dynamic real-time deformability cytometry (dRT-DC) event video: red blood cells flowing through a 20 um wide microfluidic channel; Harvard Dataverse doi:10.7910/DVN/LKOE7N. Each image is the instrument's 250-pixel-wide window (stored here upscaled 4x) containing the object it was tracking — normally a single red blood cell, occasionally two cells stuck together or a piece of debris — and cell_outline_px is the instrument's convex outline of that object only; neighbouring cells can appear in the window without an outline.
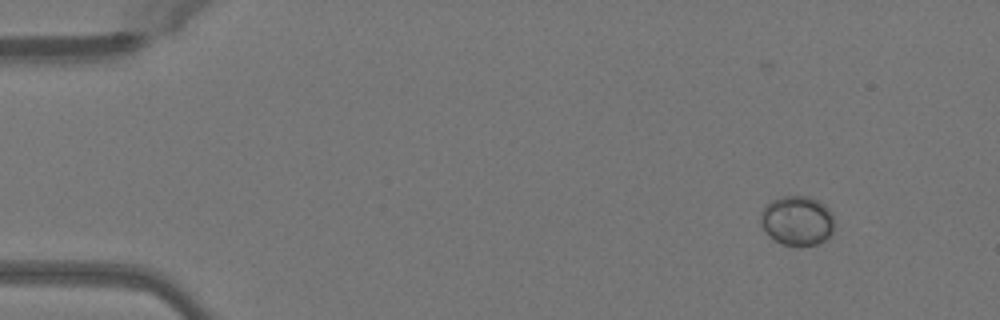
{"species": "Egyptian fruit bat (a non-hibernating species)", "species_latin": "Rousettus aegyptiacus", "temperature_condition": "warm", "stored_images_in_passage": 32, "camera_frame_rate_fps": 3000, "um_per_image_px": 0.085, "animal": {"sex": "female"}, "frame": {"image": 1, "passage_image": 1, "time_ms": 0.0, "image_size_px": [1000, 320], "cell_outline_px": [[832, 232], [824, 240], [816, 244], [780, 244], [768, 236], [760, 224], [760, 212], [772, 200], [780, 196], [808, 196], [820, 200], [832, 212]], "centroid_in_image_um": [67.72, 18.72], "position_along_channel_um": 17.3, "area_um2": 21.21}}
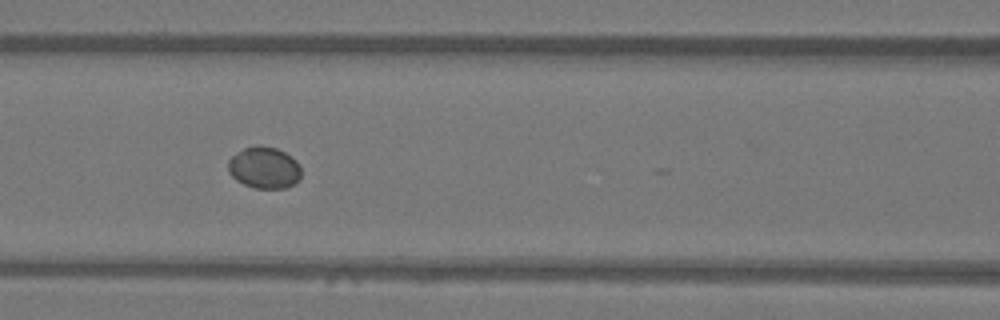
{"frame": {"image": 2, "passage_image": 18, "time_ms": 5.667, "image_size_px": [1000, 320], "cell_outline_px": [[300, 180], [288, 188], [256, 188], [244, 184], [236, 180], [228, 172], [228, 160], [236, 152], [244, 148], [260, 144], [276, 148], [284, 152], [296, 160], [300, 164]], "centroid_in_image_um": [22.46, 14.25], "position_along_channel_um": 144.1, "area_um2": 17.92}}
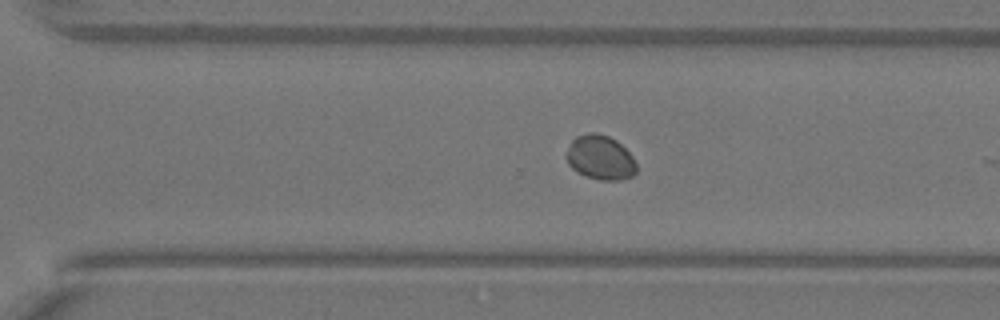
{"frame": {"image": 3, "passage_image": 31, "time_ms": 10.0, "image_size_px": [1000, 320], "cell_outline_px": [[636, 172], [632, 176], [620, 180], [600, 180], [584, 176], [576, 172], [568, 164], [564, 156], [572, 140], [576, 136], [588, 132], [596, 132], [608, 136], [616, 140], [632, 156], [636, 164]], "centroid_in_image_um": [50.99, 13.39], "position_along_channel_um": 319.6, "area_um2": 18.32}}